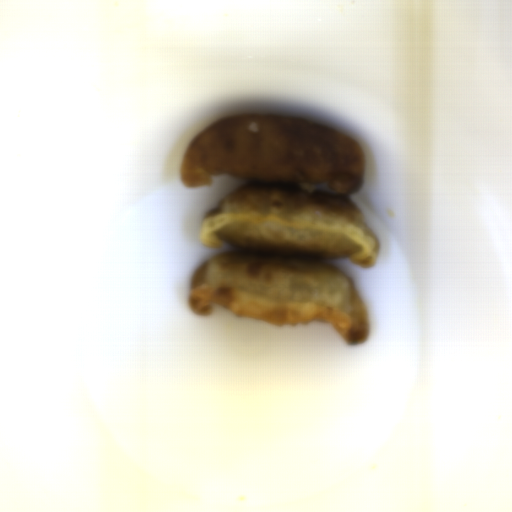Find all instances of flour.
<instances>
[{
	"instance_id": "flour-1",
	"label": "flour",
	"mask_w": 512,
	"mask_h": 512,
	"mask_svg": "<svg viewBox=\"0 0 512 512\" xmlns=\"http://www.w3.org/2000/svg\"><path fill=\"white\" fill-rule=\"evenodd\" d=\"M365 155L349 134L271 115H225L185 150L183 187L213 175L243 180L202 218L201 245L220 252L193 272V314L225 307L234 318L281 328L330 324L347 346L364 344L368 310L347 274L323 260L376 264L380 241L350 199L364 182Z\"/></svg>"
}]
</instances>
